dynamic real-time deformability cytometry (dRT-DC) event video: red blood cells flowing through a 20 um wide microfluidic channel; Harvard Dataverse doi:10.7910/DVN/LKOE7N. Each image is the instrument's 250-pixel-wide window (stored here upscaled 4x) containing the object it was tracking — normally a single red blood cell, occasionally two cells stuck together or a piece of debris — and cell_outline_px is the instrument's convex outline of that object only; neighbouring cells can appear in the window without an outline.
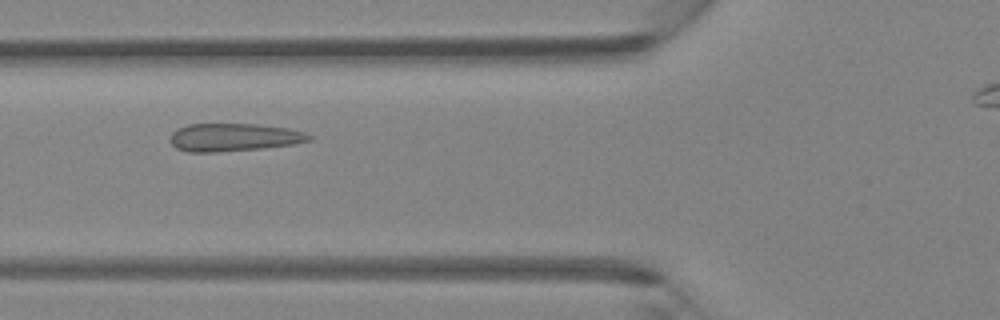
{"species": "Egyptian fruit bat (a non-hibernating species)", "species_latin": "Rousettus aegyptiacus", "temperature_condition": "room temperature", "stored_images_in_passage": 4, "camera_frame_rate_fps": 3000, "um_per_image_px": 0.085, "animal": {"sex": "female"}, "frame": {"image": 1, "passage_image": 4, "time_ms": 1.0, "image_size_px": [1000, 320], "cell_outline_px": [[312, 140], [292, 144], [260, 148], [216, 152], [188, 152], [176, 148], [172, 144], [172, 132], [176, 128], [188, 124], [256, 124], [288, 128], [304, 132], [312, 136]], "centroid_in_image_um": [19.86, 11.66], "position_along_channel_um": 105.9, "area_um2": 22.43}}